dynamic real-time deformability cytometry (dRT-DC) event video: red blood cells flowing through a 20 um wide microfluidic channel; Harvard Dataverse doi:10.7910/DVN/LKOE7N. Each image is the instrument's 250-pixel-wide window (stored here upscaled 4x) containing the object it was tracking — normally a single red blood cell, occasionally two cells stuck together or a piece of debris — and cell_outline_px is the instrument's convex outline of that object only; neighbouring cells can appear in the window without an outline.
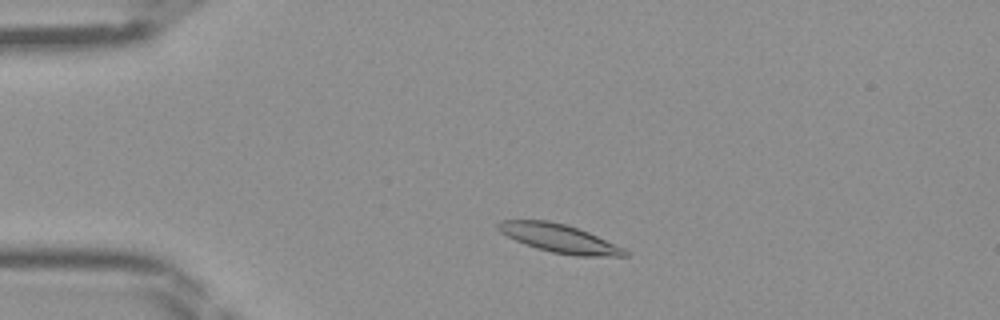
{"species": "Egyptian fruit bat (a non-hibernating species)", "species_latin": "Rousettus aegyptiacus", "temperature_condition": "room temperature", "stored_images_in_passage": 42, "camera_frame_rate_fps": 3000, "um_per_image_px": 0.085, "frame": {"image": 1, "passage_image": 6, "time_ms": 1.667, "image_size_px": [1000, 320], "cell_outline_px": [[628, 256], [576, 256], [552, 252], [536, 248], [524, 244], [500, 232], [496, 228], [496, 224], [500, 220], [548, 220], [564, 224], [588, 232], [624, 248], [628, 252]], "centroid_in_image_um": [47.51, 20.26], "position_along_channel_um": 37.5, "area_um2": 20.81}}
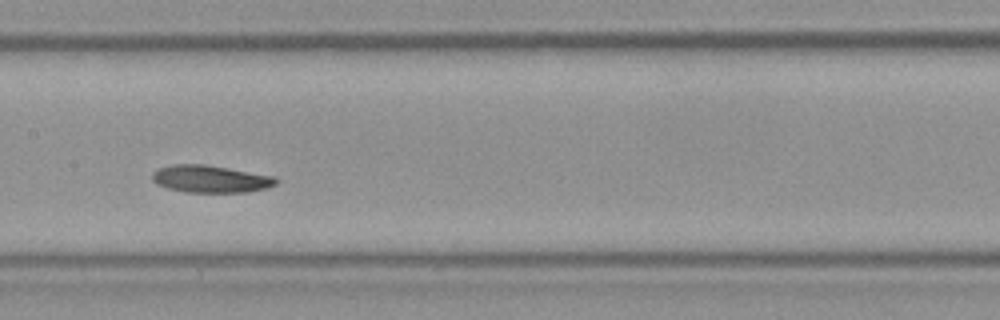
{"frame": {"image": 2, "passage_image": 19, "time_ms": 6.0, "image_size_px": [1000, 320], "cell_outline_px": [[280, 180], [276, 184], [268, 188], [248, 192], [184, 192], [168, 188], [156, 184], [152, 180], [152, 172], [160, 168], [172, 164], [204, 164], [276, 176]], "centroid_in_image_um": [17.92, 15.21], "position_along_channel_um": 189.5, "area_um2": 19.88}}
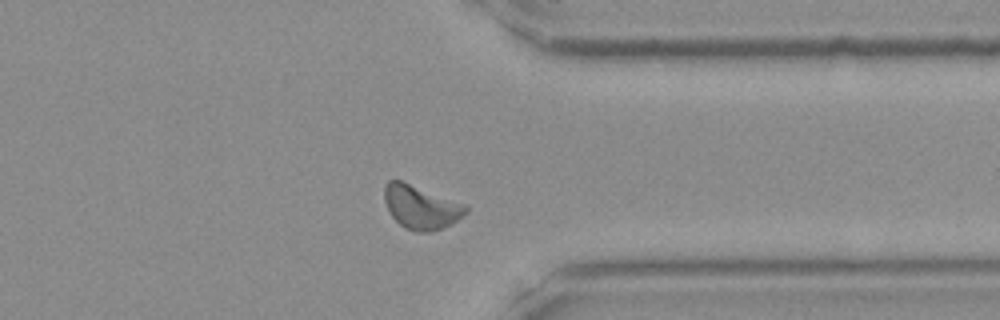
{"frame": {"image": 3, "passage_image": 32, "time_ms": 10.333, "image_size_px": [1000, 320], "cell_outline_px": [[468, 212], [452, 224], [428, 232], [416, 232], [404, 228], [388, 212], [384, 200], [384, 184], [388, 180], [400, 180], [468, 204]], "centroid_in_image_um": [35.79, 17.59], "position_along_channel_um": 375.6, "area_um2": 20.98}}